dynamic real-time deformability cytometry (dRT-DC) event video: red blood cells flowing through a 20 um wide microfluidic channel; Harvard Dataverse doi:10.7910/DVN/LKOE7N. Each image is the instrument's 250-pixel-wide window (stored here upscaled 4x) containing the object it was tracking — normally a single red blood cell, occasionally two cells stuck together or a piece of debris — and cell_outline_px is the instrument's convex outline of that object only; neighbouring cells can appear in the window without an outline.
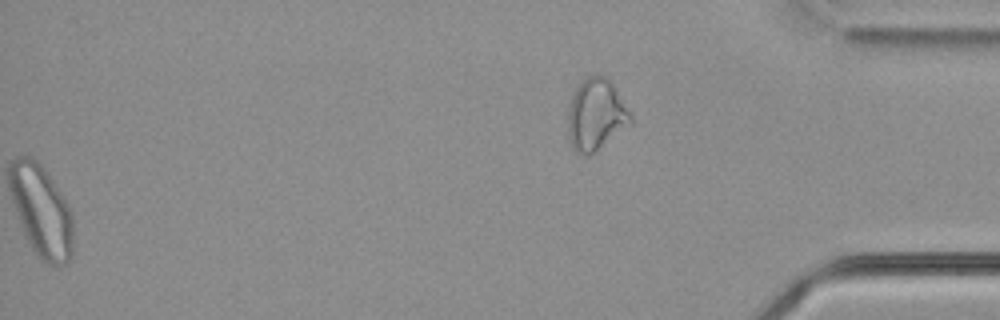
{"species": "common noctule bat (a hibernating species)", "species_latin": "Nyctalus noctula", "temperature_condition": "cold", "stored_images_in_passage": 57, "segment_of_instrument_passage": [2, 2], "camera_frame_rate_fps": 3000, "um_per_image_px": 0.085, "animal": {"sex": "male", "body_mass_g": 21.5, "forearm_length_mm": 52.0}, "frame": {"image": 1, "passage_image": 57, "time_ms": 18.667, "image_size_px": [1000, 320], "cell_outline_px": [[632, 124], [588, 156], [580, 156], [572, 148], [568, 136], [568, 108], [572, 96], [576, 88], [588, 76], [608, 76], [612, 80], [632, 116]], "centroid_in_image_um": [50.66, 9.76], "position_along_channel_um": 384.5, "area_um2": 26.3}}